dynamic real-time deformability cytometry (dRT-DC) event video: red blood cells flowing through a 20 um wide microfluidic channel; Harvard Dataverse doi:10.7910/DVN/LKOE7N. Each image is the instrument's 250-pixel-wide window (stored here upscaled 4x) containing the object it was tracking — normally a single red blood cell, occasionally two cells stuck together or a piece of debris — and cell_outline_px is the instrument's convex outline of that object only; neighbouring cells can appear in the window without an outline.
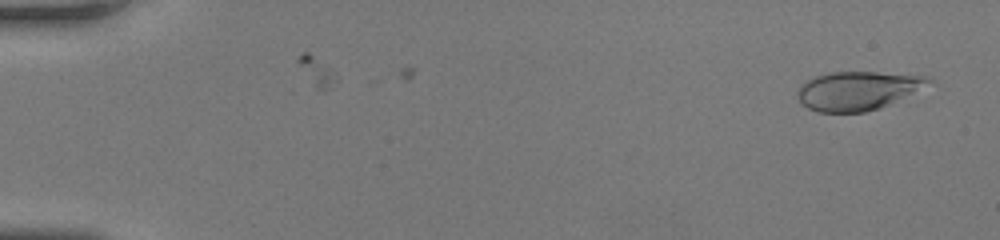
{"species": "human", "species_latin": "Homo sapiens", "temperature_condition": "room temperature", "stored_images_in_passage": 7, "camera_frame_rate_fps": 3000, "um_per_image_px": 0.085, "donor": {"sex": "female"}, "frame": {"image": 1, "passage_image": 3, "time_ms": 0.667, "image_size_px": [1000, 240], "cell_outline_px": [[932, 80], [880, 108], [864, 112], [816, 112], [808, 108], [800, 100], [796, 92], [800, 84], [816, 76], [832, 72], [876, 72], [924, 76]], "centroid_in_image_um": [72.77, 7.71], "position_along_channel_um": 12.2, "area_um2": 28.61}}